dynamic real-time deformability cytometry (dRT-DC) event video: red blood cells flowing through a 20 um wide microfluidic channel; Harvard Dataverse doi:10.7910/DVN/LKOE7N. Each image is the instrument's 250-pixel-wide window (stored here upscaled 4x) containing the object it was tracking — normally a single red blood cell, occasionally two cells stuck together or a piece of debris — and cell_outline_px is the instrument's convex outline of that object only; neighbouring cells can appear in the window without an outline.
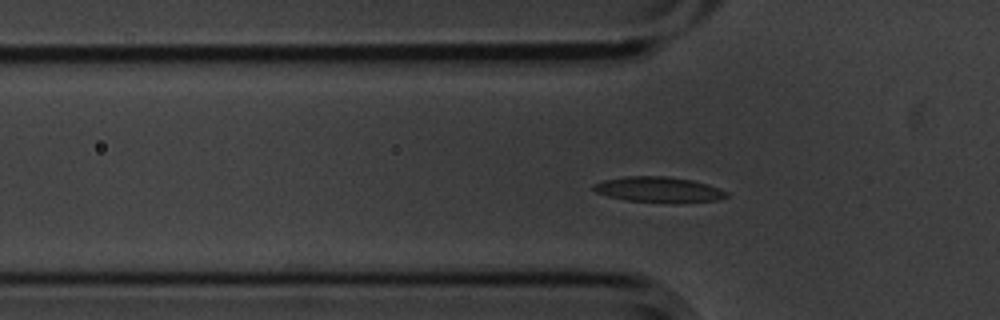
{"species": "common noctule bat (a hibernating species)", "species_latin": "Nyctalus noctula", "temperature_condition": "cold", "stored_images_in_passage": 42, "segment_of_instrument_passage": [1, 2], "camera_frame_rate_fps": 3000, "um_per_image_px": 0.085, "animal": {"sex": "male", "body_mass_g": 20.1, "forearm_length_mm": 53.5}, "frame": {"image": 1, "passage_image": 3, "time_ms": 0.667, "image_size_px": [1000, 320], "cell_outline_px": [[728, 196], [716, 200], [624, 200], [608, 196], [596, 192], [592, 188], [592, 184], [604, 180], [624, 176], [668, 176], [692, 180], [708, 184], [728, 192]], "centroid_in_image_um": [55.91, 16.06], "position_along_channel_um": 69.9, "area_um2": 18.79}}
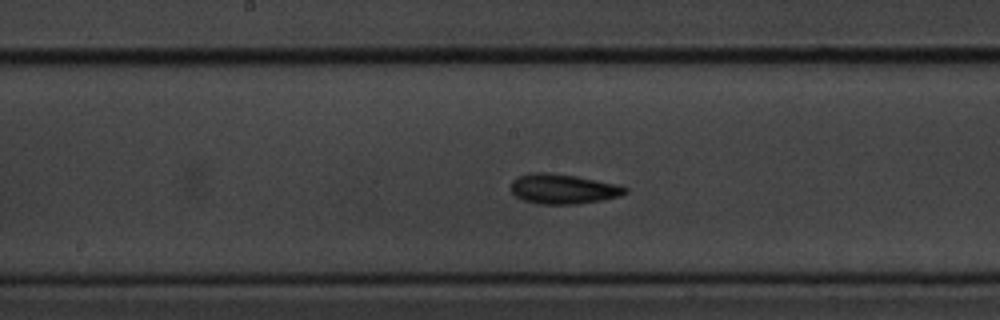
{"frame": {"image": 2, "passage_image": 14, "time_ms": 4.333, "image_size_px": [1000, 320], "cell_outline_px": [[628, 192], [620, 196], [600, 200], [576, 204], [540, 204], [524, 200], [516, 196], [512, 192], [512, 180], [516, 176], [532, 172], [548, 172], [576, 176], [620, 184], [628, 188]], "centroid_in_image_um": [47.88, 16.04], "position_along_channel_um": 200.3, "area_um2": 20.0}}
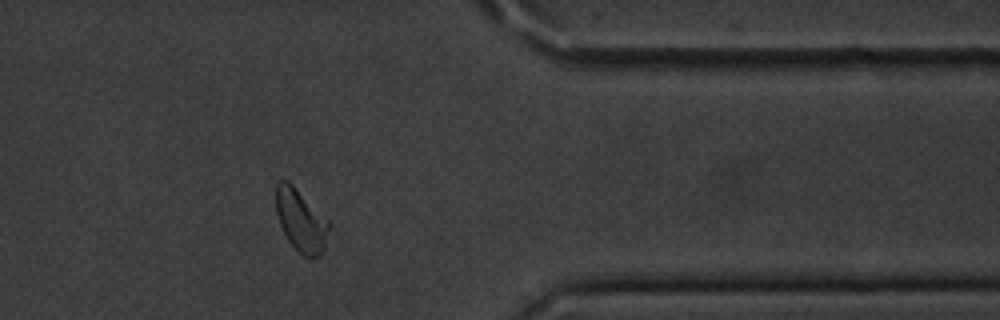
{"frame": {"image": 3, "passage_image": 31, "time_ms": 10.0, "image_size_px": [1000, 320], "cell_outline_px": [[328, 228], [324, 248], [320, 256], [312, 260], [304, 256], [288, 240], [280, 224], [276, 212], [276, 184], [280, 180], [288, 180], [328, 220]], "centroid_in_image_um": [25.56, 18.75], "position_along_channel_um": 385.8, "area_um2": 18.9}}